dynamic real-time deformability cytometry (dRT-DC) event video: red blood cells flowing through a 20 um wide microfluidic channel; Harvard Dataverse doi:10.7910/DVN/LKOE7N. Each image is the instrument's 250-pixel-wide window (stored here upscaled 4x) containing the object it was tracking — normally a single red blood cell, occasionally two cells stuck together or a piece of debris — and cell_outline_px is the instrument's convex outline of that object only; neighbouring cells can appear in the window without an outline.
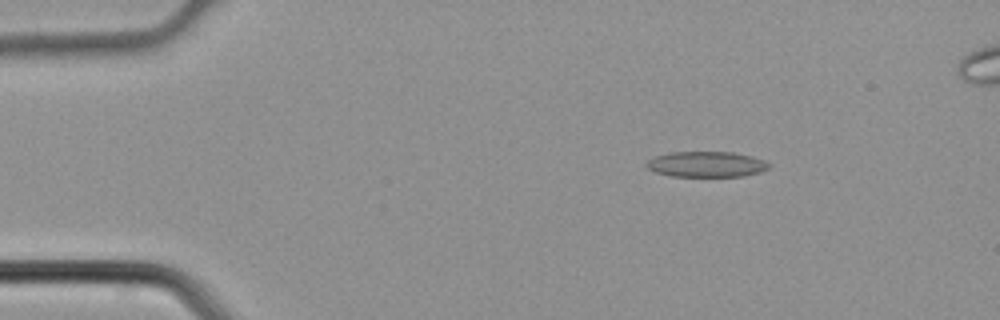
{"species": "common noctule bat (a hibernating species)", "species_latin": "Nyctalus noctula", "temperature_condition": "cold", "stored_images_in_passage": 3, "camera_frame_rate_fps": 3000, "um_per_image_px": 0.085, "animal": {"sex": "male", "body_mass_g": 21.5, "forearm_length_mm": 52.0}, "frame": {"image": 1, "passage_image": 1, "time_ms": 0.0, "image_size_px": [1000, 320], "cell_outline_px": [[772, 164], [768, 168], [760, 172], [744, 176], [672, 176], [656, 172], [648, 168], [644, 164], [648, 160], [656, 156], [668, 152], [732, 152], [752, 156], [764, 160]], "centroid_in_image_um": [60.06, 13.96], "position_along_channel_um": 24.9, "area_um2": 18.26}}